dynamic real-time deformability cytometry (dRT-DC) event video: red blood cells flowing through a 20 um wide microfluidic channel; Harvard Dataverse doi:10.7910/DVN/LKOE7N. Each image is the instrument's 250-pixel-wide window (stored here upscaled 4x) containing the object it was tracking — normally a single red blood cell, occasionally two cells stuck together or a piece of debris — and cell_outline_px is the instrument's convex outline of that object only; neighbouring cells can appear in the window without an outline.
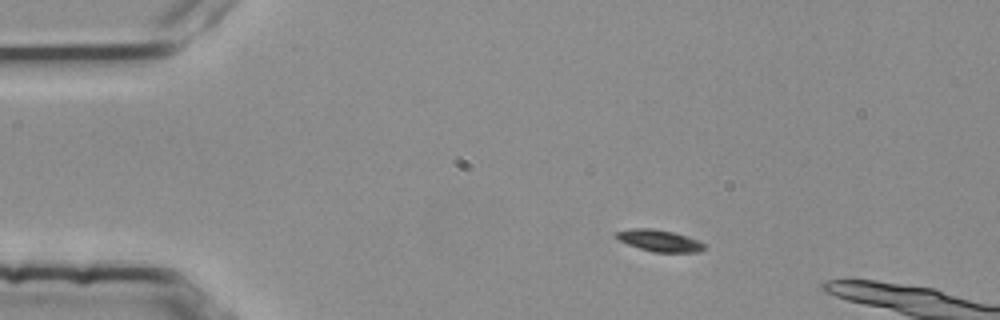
{"species": "common noctule bat (a hibernating species)", "species_latin": "Nyctalus noctula", "temperature_condition": "room temperature", "stored_images_in_passage": 4, "camera_frame_rate_fps": 3000, "um_per_image_px": 0.085, "animal": {"sex": "female", "body_mass_g": 25.1}, "frame": {"image": 1, "passage_image": 2, "time_ms": 0.333, "image_size_px": [1000, 320], "cell_outline_px": [[708, 248], [700, 252], [656, 252], [640, 248], [628, 244], [612, 236], [616, 232], [632, 228], [652, 228], [672, 232], [696, 240], [704, 244]], "centroid_in_image_um": [56.03, 20.45], "position_along_channel_um": 29.0, "area_um2": 10.98}}
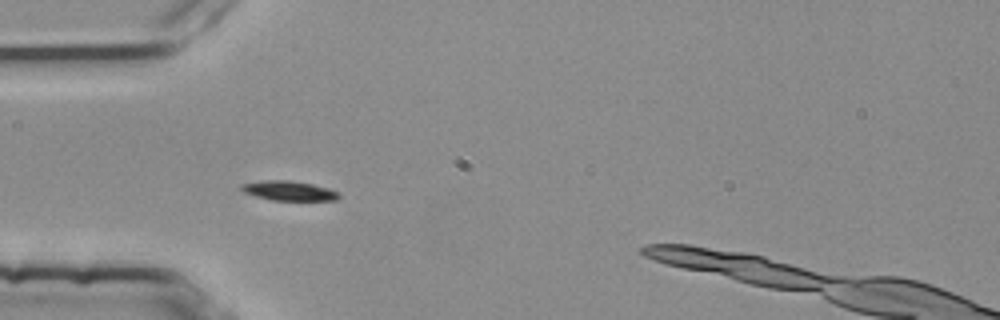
{"frame": {"image": 2, "passage_image": 3, "time_ms": 0.667, "image_size_px": [1000, 320], "cell_outline_px": [[340, 196], [336, 200], [272, 200], [256, 196], [244, 192], [240, 188], [240, 184], [264, 180], [288, 180], [312, 184], [328, 188], [340, 192]], "centroid_in_image_um": [24.56, 16.21], "position_along_channel_um": 60.4, "area_um2": 11.1}}